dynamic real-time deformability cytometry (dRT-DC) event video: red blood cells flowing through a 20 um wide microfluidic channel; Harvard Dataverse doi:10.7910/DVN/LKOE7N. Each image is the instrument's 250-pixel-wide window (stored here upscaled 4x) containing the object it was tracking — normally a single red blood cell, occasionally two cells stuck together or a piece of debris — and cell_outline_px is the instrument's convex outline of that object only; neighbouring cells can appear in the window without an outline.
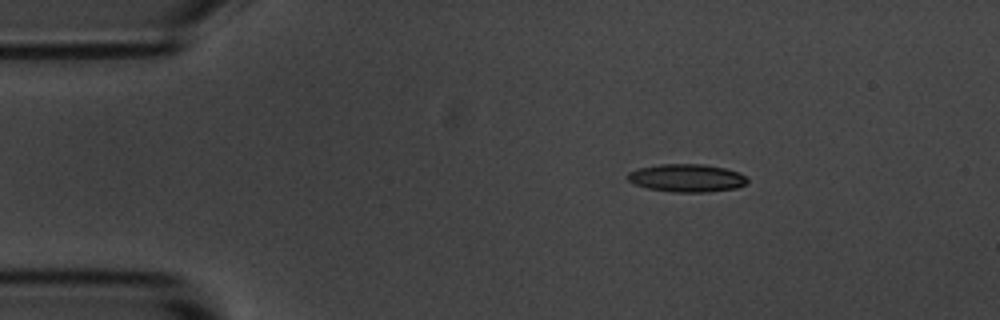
{"species": "common noctule bat (a hibernating species)", "species_latin": "Nyctalus noctula", "temperature_condition": "room temperature", "stored_images_in_passage": 47, "camera_frame_rate_fps": 3000, "um_per_image_px": 0.085, "animal": {"sex": "male", "body_mass_g": 20.1, "forearm_length_mm": 53.5}, "frame": {"image": 1, "passage_image": 1, "time_ms": 0.0, "image_size_px": [1000, 320], "cell_outline_px": [[748, 180], [744, 184], [736, 188], [708, 192], [672, 192], [648, 188], [636, 184], [628, 180], [628, 172], [640, 168], [660, 164], [704, 164], [724, 168], [740, 172]], "centroid_in_image_um": [58.39, 15.13], "position_along_channel_um": 26.6, "area_um2": 19.31}}
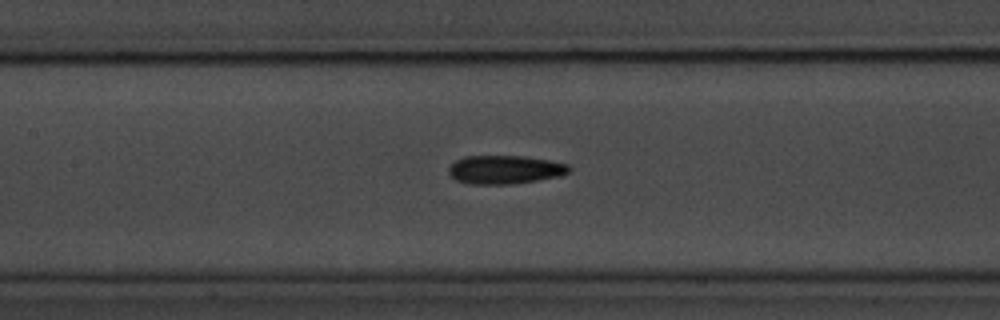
{"frame": {"image": 2, "passage_image": 17, "time_ms": 5.333, "image_size_px": [1000, 320], "cell_outline_px": [[572, 168], [568, 172], [560, 176], [516, 184], [472, 184], [456, 180], [448, 172], [448, 168], [456, 160], [464, 156], [524, 156], [548, 160], [568, 164]], "centroid_in_image_um": [42.93, 14.42], "position_along_channel_um": 164.5, "area_um2": 20.06}}
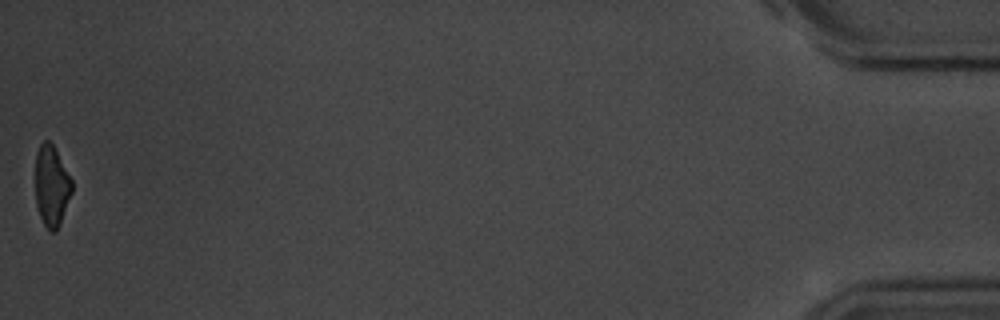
{"frame": {"image": 3, "passage_image": 47, "time_ms": 15.333, "image_size_px": [1000, 320], "cell_outline_px": [[72, 192], [56, 232], [48, 232], [36, 208], [36, 152], [40, 144], [44, 140], [48, 140], [52, 144], [72, 180]], "centroid_in_image_um": [4.37, 15.83], "position_along_channel_um": 430.8, "area_um2": 17.05}, "authors_computed_cell_mechanics": {"area_um2": 19.2474, "velocity_mm_per_s": 3.6537, "shape_relaxation_time_tau1_ms": 3.7013, "shape_relaxation_time_tau2_ms": 2.7155, "deformation_change_tau1": 0.1394, "deformation_change_tau2": 0.113}}